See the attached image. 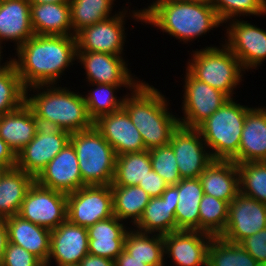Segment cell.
Here are the masks:
<instances>
[{
    "label": "cell",
    "instance_id": "44",
    "mask_svg": "<svg viewBox=\"0 0 266 266\" xmlns=\"http://www.w3.org/2000/svg\"><path fill=\"white\" fill-rule=\"evenodd\" d=\"M138 186L142 188L151 197H160L168 184L153 169L147 173L143 181Z\"/></svg>",
    "mask_w": 266,
    "mask_h": 266
},
{
    "label": "cell",
    "instance_id": "33",
    "mask_svg": "<svg viewBox=\"0 0 266 266\" xmlns=\"http://www.w3.org/2000/svg\"><path fill=\"white\" fill-rule=\"evenodd\" d=\"M152 169L149 150L121 154L116 157L115 175L110 186H136Z\"/></svg>",
    "mask_w": 266,
    "mask_h": 266
},
{
    "label": "cell",
    "instance_id": "14",
    "mask_svg": "<svg viewBox=\"0 0 266 266\" xmlns=\"http://www.w3.org/2000/svg\"><path fill=\"white\" fill-rule=\"evenodd\" d=\"M265 227L266 204L239 192L229 204L228 221L219 237L229 243L239 244Z\"/></svg>",
    "mask_w": 266,
    "mask_h": 266
},
{
    "label": "cell",
    "instance_id": "46",
    "mask_svg": "<svg viewBox=\"0 0 266 266\" xmlns=\"http://www.w3.org/2000/svg\"><path fill=\"white\" fill-rule=\"evenodd\" d=\"M80 266H115L112 259L103 258L100 256L87 254L79 263Z\"/></svg>",
    "mask_w": 266,
    "mask_h": 266
},
{
    "label": "cell",
    "instance_id": "31",
    "mask_svg": "<svg viewBox=\"0 0 266 266\" xmlns=\"http://www.w3.org/2000/svg\"><path fill=\"white\" fill-rule=\"evenodd\" d=\"M124 250L148 266H167L163 235L142 233L132 227L128 230Z\"/></svg>",
    "mask_w": 266,
    "mask_h": 266
},
{
    "label": "cell",
    "instance_id": "20",
    "mask_svg": "<svg viewBox=\"0 0 266 266\" xmlns=\"http://www.w3.org/2000/svg\"><path fill=\"white\" fill-rule=\"evenodd\" d=\"M87 228L65 220L57 228L51 230L50 252L45 266L79 264L89 254ZM54 260V261H51Z\"/></svg>",
    "mask_w": 266,
    "mask_h": 266
},
{
    "label": "cell",
    "instance_id": "52",
    "mask_svg": "<svg viewBox=\"0 0 266 266\" xmlns=\"http://www.w3.org/2000/svg\"><path fill=\"white\" fill-rule=\"evenodd\" d=\"M256 266H266V262H258Z\"/></svg>",
    "mask_w": 266,
    "mask_h": 266
},
{
    "label": "cell",
    "instance_id": "21",
    "mask_svg": "<svg viewBox=\"0 0 266 266\" xmlns=\"http://www.w3.org/2000/svg\"><path fill=\"white\" fill-rule=\"evenodd\" d=\"M178 207V187L168 186L160 197H151L141 218L133 226L142 233L166 235L176 231L175 211Z\"/></svg>",
    "mask_w": 266,
    "mask_h": 266
},
{
    "label": "cell",
    "instance_id": "8",
    "mask_svg": "<svg viewBox=\"0 0 266 266\" xmlns=\"http://www.w3.org/2000/svg\"><path fill=\"white\" fill-rule=\"evenodd\" d=\"M117 11L114 16L81 29L76 35L77 51H92L124 56L125 21L129 16L135 22H143L141 10H131L129 6ZM129 10V13H127ZM131 10V12H130ZM132 13V14H131ZM130 14V15H128ZM127 15V16H126Z\"/></svg>",
    "mask_w": 266,
    "mask_h": 266
},
{
    "label": "cell",
    "instance_id": "7",
    "mask_svg": "<svg viewBox=\"0 0 266 266\" xmlns=\"http://www.w3.org/2000/svg\"><path fill=\"white\" fill-rule=\"evenodd\" d=\"M70 142L77 154L83 184L111 185L117 156L96 128L71 133Z\"/></svg>",
    "mask_w": 266,
    "mask_h": 266
},
{
    "label": "cell",
    "instance_id": "39",
    "mask_svg": "<svg viewBox=\"0 0 266 266\" xmlns=\"http://www.w3.org/2000/svg\"><path fill=\"white\" fill-rule=\"evenodd\" d=\"M240 192L266 204V161L238 163Z\"/></svg>",
    "mask_w": 266,
    "mask_h": 266
},
{
    "label": "cell",
    "instance_id": "13",
    "mask_svg": "<svg viewBox=\"0 0 266 266\" xmlns=\"http://www.w3.org/2000/svg\"><path fill=\"white\" fill-rule=\"evenodd\" d=\"M70 132L39 126L35 137L16 154V167L36 178L70 142Z\"/></svg>",
    "mask_w": 266,
    "mask_h": 266
},
{
    "label": "cell",
    "instance_id": "23",
    "mask_svg": "<svg viewBox=\"0 0 266 266\" xmlns=\"http://www.w3.org/2000/svg\"><path fill=\"white\" fill-rule=\"evenodd\" d=\"M115 215L101 220L87 228L89 254L115 260L124 250V243L130 229Z\"/></svg>",
    "mask_w": 266,
    "mask_h": 266
},
{
    "label": "cell",
    "instance_id": "3",
    "mask_svg": "<svg viewBox=\"0 0 266 266\" xmlns=\"http://www.w3.org/2000/svg\"><path fill=\"white\" fill-rule=\"evenodd\" d=\"M169 101L143 80L125 96L123 108L141 134L146 150L169 144L180 125V116L170 112Z\"/></svg>",
    "mask_w": 266,
    "mask_h": 266
},
{
    "label": "cell",
    "instance_id": "34",
    "mask_svg": "<svg viewBox=\"0 0 266 266\" xmlns=\"http://www.w3.org/2000/svg\"><path fill=\"white\" fill-rule=\"evenodd\" d=\"M95 88L88 90L84 100L87 107L89 117L93 122L102 115L113 113L123 107V102L126 95L120 98L115 95L120 88H126L132 91L137 85H110V84H89ZM116 92V93H115ZM119 98V99H117Z\"/></svg>",
    "mask_w": 266,
    "mask_h": 266
},
{
    "label": "cell",
    "instance_id": "43",
    "mask_svg": "<svg viewBox=\"0 0 266 266\" xmlns=\"http://www.w3.org/2000/svg\"><path fill=\"white\" fill-rule=\"evenodd\" d=\"M257 262H266V227L239 243Z\"/></svg>",
    "mask_w": 266,
    "mask_h": 266
},
{
    "label": "cell",
    "instance_id": "16",
    "mask_svg": "<svg viewBox=\"0 0 266 266\" xmlns=\"http://www.w3.org/2000/svg\"><path fill=\"white\" fill-rule=\"evenodd\" d=\"M123 56L109 53L77 51V64L85 69L88 84L138 85L142 80L132 76ZM138 79V80H137Z\"/></svg>",
    "mask_w": 266,
    "mask_h": 266
},
{
    "label": "cell",
    "instance_id": "51",
    "mask_svg": "<svg viewBox=\"0 0 266 266\" xmlns=\"http://www.w3.org/2000/svg\"><path fill=\"white\" fill-rule=\"evenodd\" d=\"M1 53H3V51H2V48H0V71L7 65V63L9 62L8 60H5L6 62H3L2 63V61H4L3 60V55L4 54H1ZM2 60V61H1ZM2 63V64H1Z\"/></svg>",
    "mask_w": 266,
    "mask_h": 266
},
{
    "label": "cell",
    "instance_id": "37",
    "mask_svg": "<svg viewBox=\"0 0 266 266\" xmlns=\"http://www.w3.org/2000/svg\"><path fill=\"white\" fill-rule=\"evenodd\" d=\"M229 203L204 194L199 205V231L219 237L228 221Z\"/></svg>",
    "mask_w": 266,
    "mask_h": 266
},
{
    "label": "cell",
    "instance_id": "6",
    "mask_svg": "<svg viewBox=\"0 0 266 266\" xmlns=\"http://www.w3.org/2000/svg\"><path fill=\"white\" fill-rule=\"evenodd\" d=\"M192 50L187 70L194 78L233 98L243 81L244 69L238 58L223 44ZM244 72V73H243Z\"/></svg>",
    "mask_w": 266,
    "mask_h": 266
},
{
    "label": "cell",
    "instance_id": "41",
    "mask_svg": "<svg viewBox=\"0 0 266 266\" xmlns=\"http://www.w3.org/2000/svg\"><path fill=\"white\" fill-rule=\"evenodd\" d=\"M153 170L170 185L181 181L176 157L170 144L149 150Z\"/></svg>",
    "mask_w": 266,
    "mask_h": 266
},
{
    "label": "cell",
    "instance_id": "53",
    "mask_svg": "<svg viewBox=\"0 0 266 266\" xmlns=\"http://www.w3.org/2000/svg\"><path fill=\"white\" fill-rule=\"evenodd\" d=\"M62 266H80L79 264H70V265H62Z\"/></svg>",
    "mask_w": 266,
    "mask_h": 266
},
{
    "label": "cell",
    "instance_id": "24",
    "mask_svg": "<svg viewBox=\"0 0 266 266\" xmlns=\"http://www.w3.org/2000/svg\"><path fill=\"white\" fill-rule=\"evenodd\" d=\"M5 224L9 243L23 247L38 257L44 264L47 263L51 236L49 229L23 219L18 214L6 218Z\"/></svg>",
    "mask_w": 266,
    "mask_h": 266
},
{
    "label": "cell",
    "instance_id": "32",
    "mask_svg": "<svg viewBox=\"0 0 266 266\" xmlns=\"http://www.w3.org/2000/svg\"><path fill=\"white\" fill-rule=\"evenodd\" d=\"M113 195V213L126 224L133 226L139 221L146 205L151 199L138 185L136 186H111ZM131 220V221H130Z\"/></svg>",
    "mask_w": 266,
    "mask_h": 266
},
{
    "label": "cell",
    "instance_id": "17",
    "mask_svg": "<svg viewBox=\"0 0 266 266\" xmlns=\"http://www.w3.org/2000/svg\"><path fill=\"white\" fill-rule=\"evenodd\" d=\"M213 237L202 231L188 230L164 235L165 264L170 258L173 266H207L208 247Z\"/></svg>",
    "mask_w": 266,
    "mask_h": 266
},
{
    "label": "cell",
    "instance_id": "48",
    "mask_svg": "<svg viewBox=\"0 0 266 266\" xmlns=\"http://www.w3.org/2000/svg\"><path fill=\"white\" fill-rule=\"evenodd\" d=\"M8 242V231L5 224V219H0V265L3 260V255Z\"/></svg>",
    "mask_w": 266,
    "mask_h": 266
},
{
    "label": "cell",
    "instance_id": "38",
    "mask_svg": "<svg viewBox=\"0 0 266 266\" xmlns=\"http://www.w3.org/2000/svg\"><path fill=\"white\" fill-rule=\"evenodd\" d=\"M0 71V116L14 111L25 102V88L10 61Z\"/></svg>",
    "mask_w": 266,
    "mask_h": 266
},
{
    "label": "cell",
    "instance_id": "18",
    "mask_svg": "<svg viewBox=\"0 0 266 266\" xmlns=\"http://www.w3.org/2000/svg\"><path fill=\"white\" fill-rule=\"evenodd\" d=\"M44 187L70 194L84 187L79 162L71 142L45 166L35 178Z\"/></svg>",
    "mask_w": 266,
    "mask_h": 266
},
{
    "label": "cell",
    "instance_id": "45",
    "mask_svg": "<svg viewBox=\"0 0 266 266\" xmlns=\"http://www.w3.org/2000/svg\"><path fill=\"white\" fill-rule=\"evenodd\" d=\"M16 167V154L0 137V170Z\"/></svg>",
    "mask_w": 266,
    "mask_h": 266
},
{
    "label": "cell",
    "instance_id": "10",
    "mask_svg": "<svg viewBox=\"0 0 266 266\" xmlns=\"http://www.w3.org/2000/svg\"><path fill=\"white\" fill-rule=\"evenodd\" d=\"M38 226L51 230L67 219V194L39 185L30 186L18 213Z\"/></svg>",
    "mask_w": 266,
    "mask_h": 266
},
{
    "label": "cell",
    "instance_id": "28",
    "mask_svg": "<svg viewBox=\"0 0 266 266\" xmlns=\"http://www.w3.org/2000/svg\"><path fill=\"white\" fill-rule=\"evenodd\" d=\"M30 15L35 35L74 36L69 1L31 4Z\"/></svg>",
    "mask_w": 266,
    "mask_h": 266
},
{
    "label": "cell",
    "instance_id": "11",
    "mask_svg": "<svg viewBox=\"0 0 266 266\" xmlns=\"http://www.w3.org/2000/svg\"><path fill=\"white\" fill-rule=\"evenodd\" d=\"M113 215L110 185L84 186L67 194V220L73 224L88 228Z\"/></svg>",
    "mask_w": 266,
    "mask_h": 266
},
{
    "label": "cell",
    "instance_id": "4",
    "mask_svg": "<svg viewBox=\"0 0 266 266\" xmlns=\"http://www.w3.org/2000/svg\"><path fill=\"white\" fill-rule=\"evenodd\" d=\"M31 91L37 92L34 95ZM25 103L33 111L39 126L62 129L70 133L93 127L84 94L79 91H72L59 84L32 86L25 90Z\"/></svg>",
    "mask_w": 266,
    "mask_h": 266
},
{
    "label": "cell",
    "instance_id": "49",
    "mask_svg": "<svg viewBox=\"0 0 266 266\" xmlns=\"http://www.w3.org/2000/svg\"><path fill=\"white\" fill-rule=\"evenodd\" d=\"M30 4H43V3H64L69 0H28Z\"/></svg>",
    "mask_w": 266,
    "mask_h": 266
},
{
    "label": "cell",
    "instance_id": "19",
    "mask_svg": "<svg viewBox=\"0 0 266 266\" xmlns=\"http://www.w3.org/2000/svg\"><path fill=\"white\" fill-rule=\"evenodd\" d=\"M93 126L112 146L116 156L146 150L141 134L123 107L100 116Z\"/></svg>",
    "mask_w": 266,
    "mask_h": 266
},
{
    "label": "cell",
    "instance_id": "50",
    "mask_svg": "<svg viewBox=\"0 0 266 266\" xmlns=\"http://www.w3.org/2000/svg\"><path fill=\"white\" fill-rule=\"evenodd\" d=\"M187 1H196V0H152L153 3H171V2H187Z\"/></svg>",
    "mask_w": 266,
    "mask_h": 266
},
{
    "label": "cell",
    "instance_id": "40",
    "mask_svg": "<svg viewBox=\"0 0 266 266\" xmlns=\"http://www.w3.org/2000/svg\"><path fill=\"white\" fill-rule=\"evenodd\" d=\"M222 23L240 16H264L266 0H209Z\"/></svg>",
    "mask_w": 266,
    "mask_h": 266
},
{
    "label": "cell",
    "instance_id": "5",
    "mask_svg": "<svg viewBox=\"0 0 266 266\" xmlns=\"http://www.w3.org/2000/svg\"><path fill=\"white\" fill-rule=\"evenodd\" d=\"M237 102L235 98H230L196 128L213 160L234 161L238 164L242 130L251 107Z\"/></svg>",
    "mask_w": 266,
    "mask_h": 266
},
{
    "label": "cell",
    "instance_id": "2",
    "mask_svg": "<svg viewBox=\"0 0 266 266\" xmlns=\"http://www.w3.org/2000/svg\"><path fill=\"white\" fill-rule=\"evenodd\" d=\"M140 10L143 23L161 29L183 44L224 26L209 0L150 3Z\"/></svg>",
    "mask_w": 266,
    "mask_h": 266
},
{
    "label": "cell",
    "instance_id": "12",
    "mask_svg": "<svg viewBox=\"0 0 266 266\" xmlns=\"http://www.w3.org/2000/svg\"><path fill=\"white\" fill-rule=\"evenodd\" d=\"M183 80V117L178 118L183 127L197 128L230 99L225 93L194 78L187 70Z\"/></svg>",
    "mask_w": 266,
    "mask_h": 266
},
{
    "label": "cell",
    "instance_id": "47",
    "mask_svg": "<svg viewBox=\"0 0 266 266\" xmlns=\"http://www.w3.org/2000/svg\"><path fill=\"white\" fill-rule=\"evenodd\" d=\"M115 266H148L133 256L129 255L125 250H123L117 258L114 260Z\"/></svg>",
    "mask_w": 266,
    "mask_h": 266
},
{
    "label": "cell",
    "instance_id": "29",
    "mask_svg": "<svg viewBox=\"0 0 266 266\" xmlns=\"http://www.w3.org/2000/svg\"><path fill=\"white\" fill-rule=\"evenodd\" d=\"M35 178L17 167L0 170V219L17 215Z\"/></svg>",
    "mask_w": 266,
    "mask_h": 266
},
{
    "label": "cell",
    "instance_id": "27",
    "mask_svg": "<svg viewBox=\"0 0 266 266\" xmlns=\"http://www.w3.org/2000/svg\"><path fill=\"white\" fill-rule=\"evenodd\" d=\"M39 123L24 102L19 108L0 116V137L17 154L34 137Z\"/></svg>",
    "mask_w": 266,
    "mask_h": 266
},
{
    "label": "cell",
    "instance_id": "35",
    "mask_svg": "<svg viewBox=\"0 0 266 266\" xmlns=\"http://www.w3.org/2000/svg\"><path fill=\"white\" fill-rule=\"evenodd\" d=\"M116 0H69L71 24L74 36L83 28L112 16Z\"/></svg>",
    "mask_w": 266,
    "mask_h": 266
},
{
    "label": "cell",
    "instance_id": "15",
    "mask_svg": "<svg viewBox=\"0 0 266 266\" xmlns=\"http://www.w3.org/2000/svg\"><path fill=\"white\" fill-rule=\"evenodd\" d=\"M169 144L174 151L182 179L199 178L213 161L202 135L196 128L179 125L172 133Z\"/></svg>",
    "mask_w": 266,
    "mask_h": 266
},
{
    "label": "cell",
    "instance_id": "22",
    "mask_svg": "<svg viewBox=\"0 0 266 266\" xmlns=\"http://www.w3.org/2000/svg\"><path fill=\"white\" fill-rule=\"evenodd\" d=\"M28 0H0V48L5 41L15 50L34 36ZM3 42V43H2Z\"/></svg>",
    "mask_w": 266,
    "mask_h": 266
},
{
    "label": "cell",
    "instance_id": "26",
    "mask_svg": "<svg viewBox=\"0 0 266 266\" xmlns=\"http://www.w3.org/2000/svg\"><path fill=\"white\" fill-rule=\"evenodd\" d=\"M204 194L229 204L240 192L239 171L234 161L213 160L200 174Z\"/></svg>",
    "mask_w": 266,
    "mask_h": 266
},
{
    "label": "cell",
    "instance_id": "36",
    "mask_svg": "<svg viewBox=\"0 0 266 266\" xmlns=\"http://www.w3.org/2000/svg\"><path fill=\"white\" fill-rule=\"evenodd\" d=\"M257 261L240 245L213 237L207 255V266H256Z\"/></svg>",
    "mask_w": 266,
    "mask_h": 266
},
{
    "label": "cell",
    "instance_id": "25",
    "mask_svg": "<svg viewBox=\"0 0 266 266\" xmlns=\"http://www.w3.org/2000/svg\"><path fill=\"white\" fill-rule=\"evenodd\" d=\"M259 161H266V106L249 109L238 151V163Z\"/></svg>",
    "mask_w": 266,
    "mask_h": 266
},
{
    "label": "cell",
    "instance_id": "1",
    "mask_svg": "<svg viewBox=\"0 0 266 266\" xmlns=\"http://www.w3.org/2000/svg\"><path fill=\"white\" fill-rule=\"evenodd\" d=\"M15 53L10 61L25 89L57 84L65 74L64 71L77 61L76 37L34 35L19 46Z\"/></svg>",
    "mask_w": 266,
    "mask_h": 266
},
{
    "label": "cell",
    "instance_id": "9",
    "mask_svg": "<svg viewBox=\"0 0 266 266\" xmlns=\"http://www.w3.org/2000/svg\"><path fill=\"white\" fill-rule=\"evenodd\" d=\"M224 24L227 39L222 37V42L238 58L244 71L260 67L266 60V30L240 18Z\"/></svg>",
    "mask_w": 266,
    "mask_h": 266
},
{
    "label": "cell",
    "instance_id": "30",
    "mask_svg": "<svg viewBox=\"0 0 266 266\" xmlns=\"http://www.w3.org/2000/svg\"><path fill=\"white\" fill-rule=\"evenodd\" d=\"M176 186L178 187L176 231H199V205L204 195L200 179H181Z\"/></svg>",
    "mask_w": 266,
    "mask_h": 266
},
{
    "label": "cell",
    "instance_id": "42",
    "mask_svg": "<svg viewBox=\"0 0 266 266\" xmlns=\"http://www.w3.org/2000/svg\"><path fill=\"white\" fill-rule=\"evenodd\" d=\"M0 266H45V264L23 247L8 242Z\"/></svg>",
    "mask_w": 266,
    "mask_h": 266
}]
</instances>
